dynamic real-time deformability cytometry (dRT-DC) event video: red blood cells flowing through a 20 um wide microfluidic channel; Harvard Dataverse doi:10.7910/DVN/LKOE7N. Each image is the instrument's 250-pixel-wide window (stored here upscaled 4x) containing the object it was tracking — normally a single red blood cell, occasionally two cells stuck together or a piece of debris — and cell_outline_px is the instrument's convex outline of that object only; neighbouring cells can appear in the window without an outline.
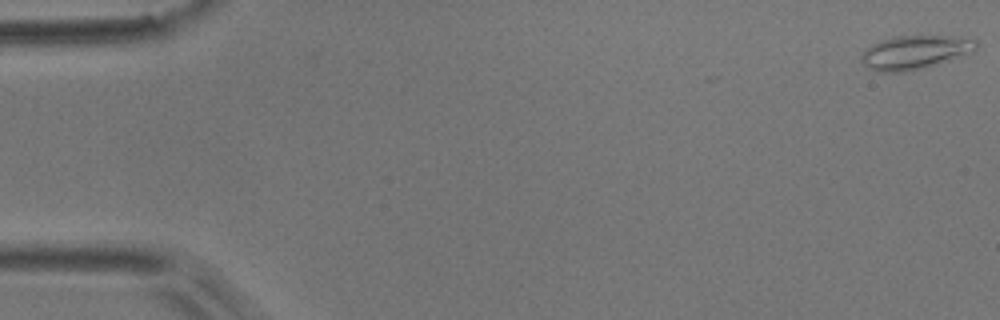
{"species": "common noctule bat (a hibernating species)", "species_latin": "Nyctalus noctula", "temperature_condition": "room temperature", "stored_images_in_passage": 9, "camera_frame_rate_fps": 3000, "um_per_image_px": 0.085, "animal": {"sex": "male", "body_mass_g": 17.9}, "frame": {"image": 1, "passage_image": 1, "time_ms": 0.0, "image_size_px": [1000, 320], "cell_outline_px": [[976, 52], [924, 68], [900, 72], [880, 72], [868, 68], [860, 60], [860, 56], [868, 48], [884, 40], [896, 36], [956, 36], [976, 40]], "centroid_in_image_um": [77.82, 4.45], "position_along_channel_um": 7.2, "area_um2": 22.37}}